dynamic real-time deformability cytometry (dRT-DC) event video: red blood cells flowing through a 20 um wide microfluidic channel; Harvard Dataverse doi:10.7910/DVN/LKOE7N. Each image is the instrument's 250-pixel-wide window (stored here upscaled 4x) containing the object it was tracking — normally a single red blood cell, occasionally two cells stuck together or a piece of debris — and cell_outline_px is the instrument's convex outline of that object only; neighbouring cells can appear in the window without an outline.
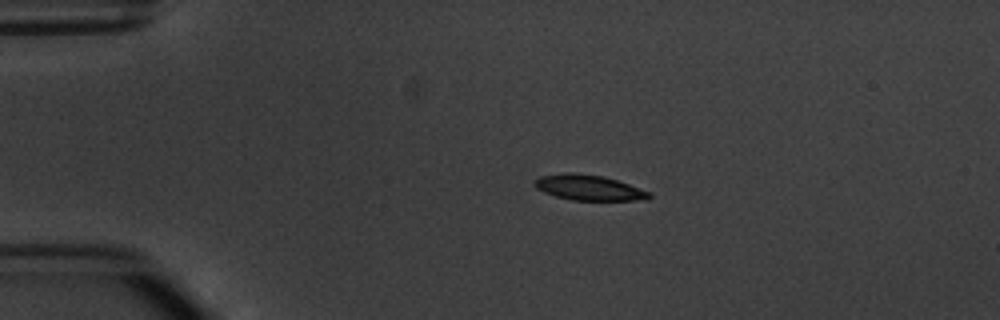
{"species": "common noctule bat (a hibernating species)", "species_latin": "Nyctalus noctula", "temperature_condition": "warm", "stored_images_in_passage": 7, "camera_frame_rate_fps": 3000, "um_per_image_px": 0.085, "animal": {"sex": "male", "body_mass_g": 20.1, "forearm_length_mm": 53.5}, "frame": {"image": 1, "passage_image": 3, "time_ms": 2.333, "image_size_px": [1000, 320], "cell_outline_px": [[652, 196], [648, 200], [572, 200], [556, 196], [544, 192], [536, 188], [532, 184], [532, 180], [540, 176], [564, 172], [572, 172], [604, 176], [652, 192]], "centroid_in_image_um": [50.03, 15.94], "position_along_channel_um": 35.0, "area_um2": 17.17}}
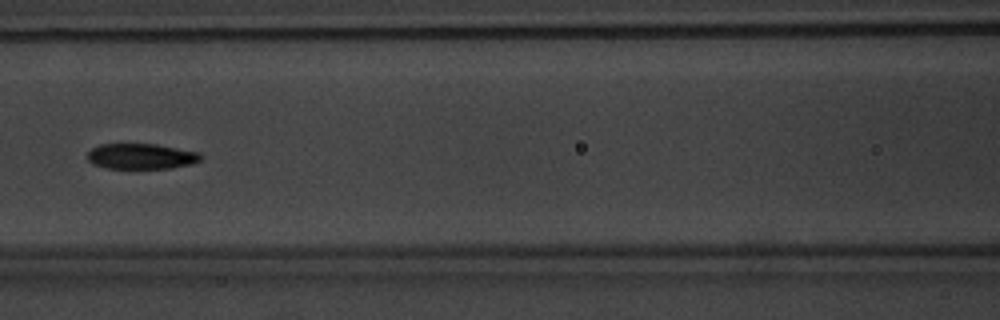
{"frame": {"image": 2, "passage_image": 6, "time_ms": 6.667, "image_size_px": [1000, 320], "cell_outline_px": [[204, 156], [200, 160], [192, 164], [172, 168], [104, 168], [92, 164], [88, 160], [88, 152], [92, 148], [100, 144], [156, 144], [200, 152]], "centroid_in_image_um": [12.02, 13.29], "position_along_channel_um": 154.6, "area_um2": 16.99}}
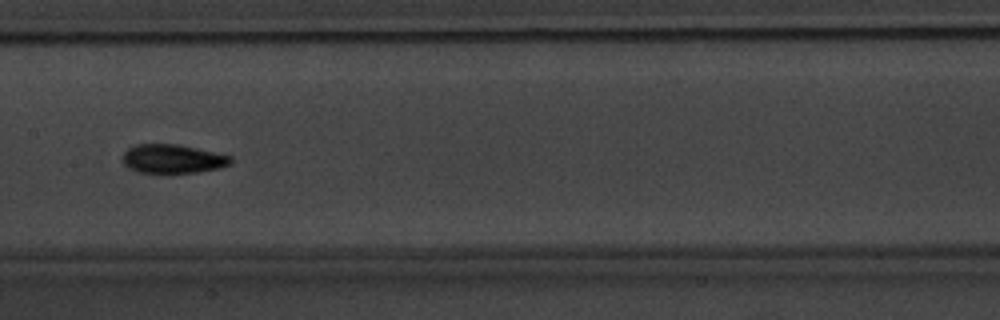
{"frame": {"image": 3, "passage_image": 7, "time_ms": 7.667, "image_size_px": [1000, 320], "cell_outline_px": [[232, 164], [220, 168], [200, 172], [168, 176], [136, 172], [128, 168], [124, 164], [120, 156], [128, 148], [136, 144], [180, 144], [232, 156]], "centroid_in_image_um": [14.65, 13.55], "position_along_channel_um": 192.7, "area_um2": 19.31}}